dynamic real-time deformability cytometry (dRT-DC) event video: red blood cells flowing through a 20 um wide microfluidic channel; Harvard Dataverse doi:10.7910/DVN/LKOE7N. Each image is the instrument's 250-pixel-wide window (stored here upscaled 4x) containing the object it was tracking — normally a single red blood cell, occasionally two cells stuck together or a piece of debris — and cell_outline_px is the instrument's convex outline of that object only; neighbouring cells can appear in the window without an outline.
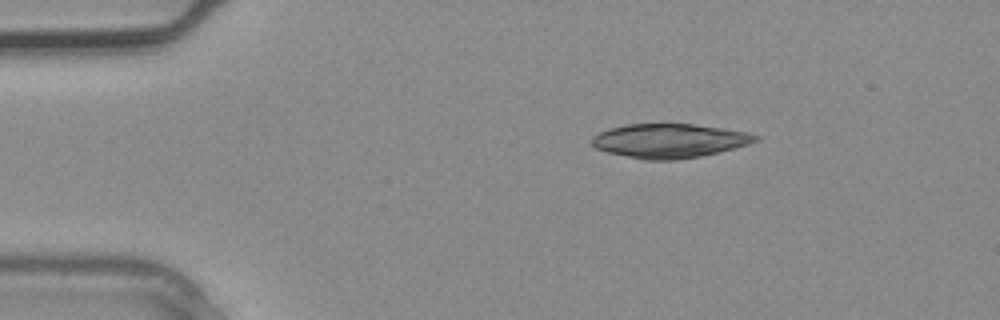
{"species": "common noctule bat (a hibernating species)", "species_latin": "Nyctalus noctula", "temperature_condition": "warm", "stored_images_in_passage": 2, "camera_frame_rate_fps": 3000, "um_per_image_px": 0.085, "animal": {"sex": "male", "body_mass_g": 20.4}, "frame": {"image": 1, "passage_image": 1, "time_ms": 0.0, "image_size_px": [1000, 320], "cell_outline_px": [[760, 140], [748, 144], [700, 156], [676, 160], [644, 160], [608, 152], [596, 148], [592, 144], [592, 136], [608, 128], [624, 124], [696, 124], [724, 128], [748, 132], [760, 136]], "centroid_in_image_um": [56.9, 11.95], "position_along_channel_um": 28.1, "area_um2": 32.54}}